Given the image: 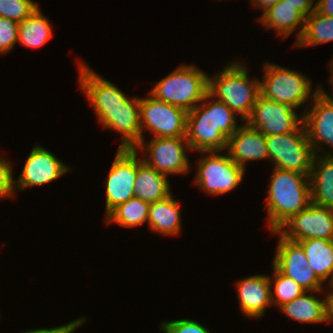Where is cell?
Returning a JSON list of instances; mask_svg holds the SVG:
<instances>
[{
    "instance_id": "6da1fadb",
    "label": "cell",
    "mask_w": 333,
    "mask_h": 333,
    "mask_svg": "<svg viewBox=\"0 0 333 333\" xmlns=\"http://www.w3.org/2000/svg\"><path fill=\"white\" fill-rule=\"evenodd\" d=\"M267 219L270 232L277 231L291 217L312 203L309 175L275 168L269 181Z\"/></svg>"
},
{
    "instance_id": "7a4b0ae2",
    "label": "cell",
    "mask_w": 333,
    "mask_h": 333,
    "mask_svg": "<svg viewBox=\"0 0 333 333\" xmlns=\"http://www.w3.org/2000/svg\"><path fill=\"white\" fill-rule=\"evenodd\" d=\"M243 62L235 61L215 76L209 77L208 93L224 102L236 114L240 121L246 122L252 113L253 107L260 95V81L250 79L248 68Z\"/></svg>"
},
{
    "instance_id": "3957f363",
    "label": "cell",
    "mask_w": 333,
    "mask_h": 333,
    "mask_svg": "<svg viewBox=\"0 0 333 333\" xmlns=\"http://www.w3.org/2000/svg\"><path fill=\"white\" fill-rule=\"evenodd\" d=\"M154 86L149 92L154 98L189 112L208 94L209 75L195 65H180Z\"/></svg>"
},
{
    "instance_id": "277c9868",
    "label": "cell",
    "mask_w": 333,
    "mask_h": 333,
    "mask_svg": "<svg viewBox=\"0 0 333 333\" xmlns=\"http://www.w3.org/2000/svg\"><path fill=\"white\" fill-rule=\"evenodd\" d=\"M260 81V95L278 103H286L297 109L319 92V85L312 91V82L303 73L278 64L265 63ZM313 92V93H312Z\"/></svg>"
},
{
    "instance_id": "5b68a950",
    "label": "cell",
    "mask_w": 333,
    "mask_h": 333,
    "mask_svg": "<svg viewBox=\"0 0 333 333\" xmlns=\"http://www.w3.org/2000/svg\"><path fill=\"white\" fill-rule=\"evenodd\" d=\"M265 139L269 160L275 168L310 176L315 152L303 123L295 131L266 135Z\"/></svg>"
},
{
    "instance_id": "8992f818",
    "label": "cell",
    "mask_w": 333,
    "mask_h": 333,
    "mask_svg": "<svg viewBox=\"0 0 333 333\" xmlns=\"http://www.w3.org/2000/svg\"><path fill=\"white\" fill-rule=\"evenodd\" d=\"M208 153V154H207ZM207 154L199 158L194 184L210 195H224L232 191L243 180L245 169L236 164L226 152H201Z\"/></svg>"
},
{
    "instance_id": "52a82bcc",
    "label": "cell",
    "mask_w": 333,
    "mask_h": 333,
    "mask_svg": "<svg viewBox=\"0 0 333 333\" xmlns=\"http://www.w3.org/2000/svg\"><path fill=\"white\" fill-rule=\"evenodd\" d=\"M135 149L142 153L146 151L149 157L144 154L143 161L166 176L188 174L191 169L186 154L191 148L186 137H153L148 143L141 140Z\"/></svg>"
},
{
    "instance_id": "ba28073f",
    "label": "cell",
    "mask_w": 333,
    "mask_h": 333,
    "mask_svg": "<svg viewBox=\"0 0 333 333\" xmlns=\"http://www.w3.org/2000/svg\"><path fill=\"white\" fill-rule=\"evenodd\" d=\"M147 98H141L140 126L142 140L144 130L151 131L156 137H186L187 112L167 102L157 100L148 94Z\"/></svg>"
},
{
    "instance_id": "9c48e42d",
    "label": "cell",
    "mask_w": 333,
    "mask_h": 333,
    "mask_svg": "<svg viewBox=\"0 0 333 333\" xmlns=\"http://www.w3.org/2000/svg\"><path fill=\"white\" fill-rule=\"evenodd\" d=\"M279 235L275 257L272 264L285 276L293 279L304 291H325L324 282L308 265L305 251L298 242L282 237L277 231L270 232Z\"/></svg>"
},
{
    "instance_id": "30bf717a",
    "label": "cell",
    "mask_w": 333,
    "mask_h": 333,
    "mask_svg": "<svg viewBox=\"0 0 333 333\" xmlns=\"http://www.w3.org/2000/svg\"><path fill=\"white\" fill-rule=\"evenodd\" d=\"M140 103L139 97H126L119 106L93 108L102 126L122 135L119 148L135 149L141 143Z\"/></svg>"
},
{
    "instance_id": "8fae6325",
    "label": "cell",
    "mask_w": 333,
    "mask_h": 333,
    "mask_svg": "<svg viewBox=\"0 0 333 333\" xmlns=\"http://www.w3.org/2000/svg\"><path fill=\"white\" fill-rule=\"evenodd\" d=\"M277 232L293 242L305 239L333 241V209L312 202L307 208L291 217Z\"/></svg>"
},
{
    "instance_id": "7c38bea8",
    "label": "cell",
    "mask_w": 333,
    "mask_h": 333,
    "mask_svg": "<svg viewBox=\"0 0 333 333\" xmlns=\"http://www.w3.org/2000/svg\"><path fill=\"white\" fill-rule=\"evenodd\" d=\"M137 152L136 149L118 148L117 150L106 180V216L118 205L135 196Z\"/></svg>"
},
{
    "instance_id": "4fadbf2b",
    "label": "cell",
    "mask_w": 333,
    "mask_h": 333,
    "mask_svg": "<svg viewBox=\"0 0 333 333\" xmlns=\"http://www.w3.org/2000/svg\"><path fill=\"white\" fill-rule=\"evenodd\" d=\"M186 139L191 150L225 151L228 138L214 125L209 111V93L193 110L187 112Z\"/></svg>"
},
{
    "instance_id": "5bb4252c",
    "label": "cell",
    "mask_w": 333,
    "mask_h": 333,
    "mask_svg": "<svg viewBox=\"0 0 333 333\" xmlns=\"http://www.w3.org/2000/svg\"><path fill=\"white\" fill-rule=\"evenodd\" d=\"M251 127L266 135H280L295 131L303 123L295 108L286 103H278L259 95L250 118L246 121Z\"/></svg>"
},
{
    "instance_id": "9a60e30c",
    "label": "cell",
    "mask_w": 333,
    "mask_h": 333,
    "mask_svg": "<svg viewBox=\"0 0 333 333\" xmlns=\"http://www.w3.org/2000/svg\"><path fill=\"white\" fill-rule=\"evenodd\" d=\"M71 169L72 167L64 164L49 150L36 145L32 148L17 181L14 180L15 191L46 185L70 172Z\"/></svg>"
},
{
    "instance_id": "2e32d148",
    "label": "cell",
    "mask_w": 333,
    "mask_h": 333,
    "mask_svg": "<svg viewBox=\"0 0 333 333\" xmlns=\"http://www.w3.org/2000/svg\"><path fill=\"white\" fill-rule=\"evenodd\" d=\"M308 109L304 108L303 124L306 128L310 143L315 154L323 152L322 143H326L332 150L323 155H333V101L325 97L320 91L317 92ZM310 109V110H309ZM321 143V144H320ZM321 150V151H320ZM318 151V153H317Z\"/></svg>"
},
{
    "instance_id": "e0dca14e",
    "label": "cell",
    "mask_w": 333,
    "mask_h": 333,
    "mask_svg": "<svg viewBox=\"0 0 333 333\" xmlns=\"http://www.w3.org/2000/svg\"><path fill=\"white\" fill-rule=\"evenodd\" d=\"M226 150L230 158L244 169L248 161L269 159L265 135L247 122L240 124V128L228 138Z\"/></svg>"
},
{
    "instance_id": "ac0fdd59",
    "label": "cell",
    "mask_w": 333,
    "mask_h": 333,
    "mask_svg": "<svg viewBox=\"0 0 333 333\" xmlns=\"http://www.w3.org/2000/svg\"><path fill=\"white\" fill-rule=\"evenodd\" d=\"M80 61L79 65V83L80 89L86 95L92 108H105L119 106L127 97L111 81L98 75L93 69L87 66L85 62Z\"/></svg>"
},
{
    "instance_id": "d6986e66",
    "label": "cell",
    "mask_w": 333,
    "mask_h": 333,
    "mask_svg": "<svg viewBox=\"0 0 333 333\" xmlns=\"http://www.w3.org/2000/svg\"><path fill=\"white\" fill-rule=\"evenodd\" d=\"M239 308L246 317L259 319L272 304L269 275H252L236 282Z\"/></svg>"
},
{
    "instance_id": "ffe728a7",
    "label": "cell",
    "mask_w": 333,
    "mask_h": 333,
    "mask_svg": "<svg viewBox=\"0 0 333 333\" xmlns=\"http://www.w3.org/2000/svg\"><path fill=\"white\" fill-rule=\"evenodd\" d=\"M168 176L157 172L149 166L143 157H137V174L134 184L135 197L151 204L171 195Z\"/></svg>"
},
{
    "instance_id": "44dd1931",
    "label": "cell",
    "mask_w": 333,
    "mask_h": 333,
    "mask_svg": "<svg viewBox=\"0 0 333 333\" xmlns=\"http://www.w3.org/2000/svg\"><path fill=\"white\" fill-rule=\"evenodd\" d=\"M305 17L293 6L280 0L277 4L267 9L259 17V22L266 29H274L281 37H288L294 30L300 29L296 34L297 40L301 38L305 27Z\"/></svg>"
},
{
    "instance_id": "7402d4cb",
    "label": "cell",
    "mask_w": 333,
    "mask_h": 333,
    "mask_svg": "<svg viewBox=\"0 0 333 333\" xmlns=\"http://www.w3.org/2000/svg\"><path fill=\"white\" fill-rule=\"evenodd\" d=\"M309 179L312 202L333 209V155L315 154Z\"/></svg>"
},
{
    "instance_id": "603a6c76",
    "label": "cell",
    "mask_w": 333,
    "mask_h": 333,
    "mask_svg": "<svg viewBox=\"0 0 333 333\" xmlns=\"http://www.w3.org/2000/svg\"><path fill=\"white\" fill-rule=\"evenodd\" d=\"M169 195L150 204L147 224L150 230L166 236L178 235L181 231L180 202Z\"/></svg>"
},
{
    "instance_id": "cb8c5ba5",
    "label": "cell",
    "mask_w": 333,
    "mask_h": 333,
    "mask_svg": "<svg viewBox=\"0 0 333 333\" xmlns=\"http://www.w3.org/2000/svg\"><path fill=\"white\" fill-rule=\"evenodd\" d=\"M321 293L306 291L301 296L296 297L279 307V310L289 319L301 323H323L327 322L326 298L322 300L312 293Z\"/></svg>"
},
{
    "instance_id": "d4e9b609",
    "label": "cell",
    "mask_w": 333,
    "mask_h": 333,
    "mask_svg": "<svg viewBox=\"0 0 333 333\" xmlns=\"http://www.w3.org/2000/svg\"><path fill=\"white\" fill-rule=\"evenodd\" d=\"M298 243L305 251L308 266L329 286L333 282V241L305 239Z\"/></svg>"
},
{
    "instance_id": "484cf974",
    "label": "cell",
    "mask_w": 333,
    "mask_h": 333,
    "mask_svg": "<svg viewBox=\"0 0 333 333\" xmlns=\"http://www.w3.org/2000/svg\"><path fill=\"white\" fill-rule=\"evenodd\" d=\"M52 25L38 7L19 23L18 43L28 48H39L53 36Z\"/></svg>"
},
{
    "instance_id": "4316f807",
    "label": "cell",
    "mask_w": 333,
    "mask_h": 333,
    "mask_svg": "<svg viewBox=\"0 0 333 333\" xmlns=\"http://www.w3.org/2000/svg\"><path fill=\"white\" fill-rule=\"evenodd\" d=\"M331 41H333V16L314 11L306 17L304 31L294 47H313Z\"/></svg>"
},
{
    "instance_id": "83f0119b",
    "label": "cell",
    "mask_w": 333,
    "mask_h": 333,
    "mask_svg": "<svg viewBox=\"0 0 333 333\" xmlns=\"http://www.w3.org/2000/svg\"><path fill=\"white\" fill-rule=\"evenodd\" d=\"M150 204L138 197H132L127 202L118 205L106 217L105 222L119 224L123 227H136L145 224L149 217Z\"/></svg>"
},
{
    "instance_id": "f1b7e54d",
    "label": "cell",
    "mask_w": 333,
    "mask_h": 333,
    "mask_svg": "<svg viewBox=\"0 0 333 333\" xmlns=\"http://www.w3.org/2000/svg\"><path fill=\"white\" fill-rule=\"evenodd\" d=\"M272 266L273 277L269 276L272 304L279 308L306 292L293 279L283 275L273 264Z\"/></svg>"
},
{
    "instance_id": "f546056e",
    "label": "cell",
    "mask_w": 333,
    "mask_h": 333,
    "mask_svg": "<svg viewBox=\"0 0 333 333\" xmlns=\"http://www.w3.org/2000/svg\"><path fill=\"white\" fill-rule=\"evenodd\" d=\"M209 111H212V121L227 138L231 137L239 128L236 113L224 102L214 99L209 94Z\"/></svg>"
},
{
    "instance_id": "4dcf8cb0",
    "label": "cell",
    "mask_w": 333,
    "mask_h": 333,
    "mask_svg": "<svg viewBox=\"0 0 333 333\" xmlns=\"http://www.w3.org/2000/svg\"><path fill=\"white\" fill-rule=\"evenodd\" d=\"M38 7L34 0H0V17L20 23Z\"/></svg>"
},
{
    "instance_id": "1f68e13d",
    "label": "cell",
    "mask_w": 333,
    "mask_h": 333,
    "mask_svg": "<svg viewBox=\"0 0 333 333\" xmlns=\"http://www.w3.org/2000/svg\"><path fill=\"white\" fill-rule=\"evenodd\" d=\"M19 23L0 17V54L6 53L18 43Z\"/></svg>"
},
{
    "instance_id": "d6a6232c",
    "label": "cell",
    "mask_w": 333,
    "mask_h": 333,
    "mask_svg": "<svg viewBox=\"0 0 333 333\" xmlns=\"http://www.w3.org/2000/svg\"><path fill=\"white\" fill-rule=\"evenodd\" d=\"M159 328L164 333H211L203 324L187 318L164 321Z\"/></svg>"
},
{
    "instance_id": "836d02e7",
    "label": "cell",
    "mask_w": 333,
    "mask_h": 333,
    "mask_svg": "<svg viewBox=\"0 0 333 333\" xmlns=\"http://www.w3.org/2000/svg\"><path fill=\"white\" fill-rule=\"evenodd\" d=\"M15 178L13 177V164L0 155V199L14 197L16 194Z\"/></svg>"
},
{
    "instance_id": "e575fe53",
    "label": "cell",
    "mask_w": 333,
    "mask_h": 333,
    "mask_svg": "<svg viewBox=\"0 0 333 333\" xmlns=\"http://www.w3.org/2000/svg\"><path fill=\"white\" fill-rule=\"evenodd\" d=\"M87 321L86 317H80L74 321H71L67 324L51 327V328H41V329H30L22 333H73L79 326H82L83 323Z\"/></svg>"
},
{
    "instance_id": "d590c367",
    "label": "cell",
    "mask_w": 333,
    "mask_h": 333,
    "mask_svg": "<svg viewBox=\"0 0 333 333\" xmlns=\"http://www.w3.org/2000/svg\"><path fill=\"white\" fill-rule=\"evenodd\" d=\"M297 9L305 18L315 11V0H283Z\"/></svg>"
},
{
    "instance_id": "8d00e7d4",
    "label": "cell",
    "mask_w": 333,
    "mask_h": 333,
    "mask_svg": "<svg viewBox=\"0 0 333 333\" xmlns=\"http://www.w3.org/2000/svg\"><path fill=\"white\" fill-rule=\"evenodd\" d=\"M315 11L326 16H333V0H317Z\"/></svg>"
},
{
    "instance_id": "74e56055",
    "label": "cell",
    "mask_w": 333,
    "mask_h": 333,
    "mask_svg": "<svg viewBox=\"0 0 333 333\" xmlns=\"http://www.w3.org/2000/svg\"><path fill=\"white\" fill-rule=\"evenodd\" d=\"M325 298H326L327 322H332L333 321V289H329V292H327V294L325 295Z\"/></svg>"
},
{
    "instance_id": "f35d334b",
    "label": "cell",
    "mask_w": 333,
    "mask_h": 333,
    "mask_svg": "<svg viewBox=\"0 0 333 333\" xmlns=\"http://www.w3.org/2000/svg\"><path fill=\"white\" fill-rule=\"evenodd\" d=\"M280 0H251L253 7L264 10L265 12L270 7L277 4Z\"/></svg>"
},
{
    "instance_id": "ab89813d",
    "label": "cell",
    "mask_w": 333,
    "mask_h": 333,
    "mask_svg": "<svg viewBox=\"0 0 333 333\" xmlns=\"http://www.w3.org/2000/svg\"><path fill=\"white\" fill-rule=\"evenodd\" d=\"M333 58V57H332ZM329 68H330V75L332 76H329L330 77V80L329 83L330 85L332 84L333 86V59L330 61V64L328 65ZM333 88V87H332ZM319 91L325 96L327 97L328 99H330L331 101H333V96L332 95H329L328 92L324 91V89H322L320 86H319Z\"/></svg>"
},
{
    "instance_id": "60d3db41",
    "label": "cell",
    "mask_w": 333,
    "mask_h": 333,
    "mask_svg": "<svg viewBox=\"0 0 333 333\" xmlns=\"http://www.w3.org/2000/svg\"><path fill=\"white\" fill-rule=\"evenodd\" d=\"M328 288L333 289V282L328 286Z\"/></svg>"
}]
</instances>
